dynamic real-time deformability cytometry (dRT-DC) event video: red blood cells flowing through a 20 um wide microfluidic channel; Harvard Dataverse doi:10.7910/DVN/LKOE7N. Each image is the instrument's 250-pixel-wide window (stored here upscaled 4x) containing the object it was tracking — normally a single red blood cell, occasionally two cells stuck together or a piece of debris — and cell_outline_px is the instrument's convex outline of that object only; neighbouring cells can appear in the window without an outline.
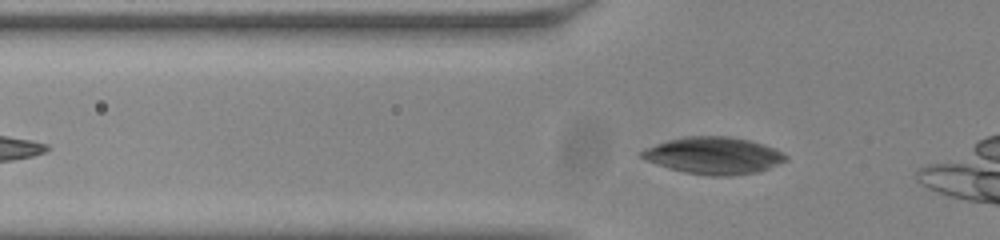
{"species": "common noctule bat (a hibernating species)", "species_latin": "Nyctalus noctula", "temperature_condition": "room temperature", "stored_images_in_passage": 41, "camera_frame_rate_fps": 3000, "um_per_image_px": 0.085, "animal": {"sex": "male", "body_mass_g": 20.0, "forearm_length_mm": 53.3}, "frame": {"image": 1, "passage_image": 6, "time_ms": 1.667, "image_size_px": [1000, 240], "cell_outline_px": [[788, 160], [760, 172], [732, 176], [712, 176], [684, 172], [668, 168], [656, 164], [640, 156], [640, 152], [644, 148], [668, 140], [684, 136], [728, 136], [748, 140], [776, 148], [788, 156]], "centroid_in_image_um": [60.69, 13.23], "position_along_channel_um": 65.1, "area_um2": 31.21}}
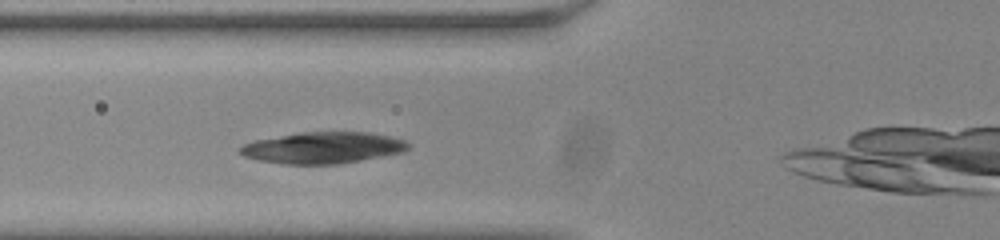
{"frame": {"image": 2, "passage_image": 9, "time_ms": 2.667, "image_size_px": [1000, 240], "cell_outline_px": [[412, 144], [404, 152], [340, 164], [288, 164], [260, 160], [244, 156], [240, 152], [240, 148], [244, 144], [256, 140], [300, 132], [368, 132], [388, 136], [404, 140]], "centroid_in_image_um": [27.5, 12.55], "position_along_channel_um": 98.3, "area_um2": 30.58}}